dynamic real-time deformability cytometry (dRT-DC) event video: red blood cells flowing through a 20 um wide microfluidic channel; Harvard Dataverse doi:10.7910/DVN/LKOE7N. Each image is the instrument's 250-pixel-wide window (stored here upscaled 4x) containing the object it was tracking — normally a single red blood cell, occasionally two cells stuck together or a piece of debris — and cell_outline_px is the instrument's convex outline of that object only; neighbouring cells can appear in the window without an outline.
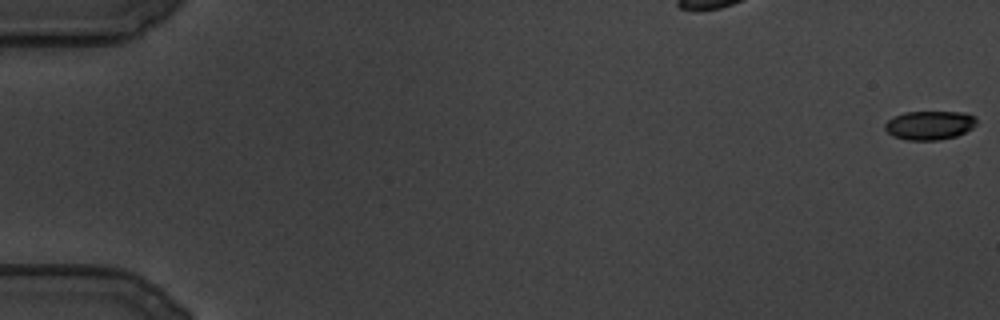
{"species": "common noctule bat (a hibernating species)", "species_latin": "Nyctalus noctula", "temperature_condition": "cold", "stored_images_in_passage": 114, "camera_frame_rate_fps": 3000, "um_per_image_px": 0.085, "animal": {"sex": "male", "body_mass_g": 19.5, "forearm_length_mm": 54.6}, "frame": {"image": 1, "passage_image": 1, "time_ms": 0.0, "image_size_px": [1000, 320], "cell_outline_px": [[976, 124], [972, 128], [956, 136], [936, 140], [908, 140], [892, 136], [884, 128], [884, 124], [888, 120], [904, 112], [960, 112], [976, 116]], "centroid_in_image_um": [79.0, 10.64], "position_along_channel_um": 6.0, "area_um2": 15.32}}
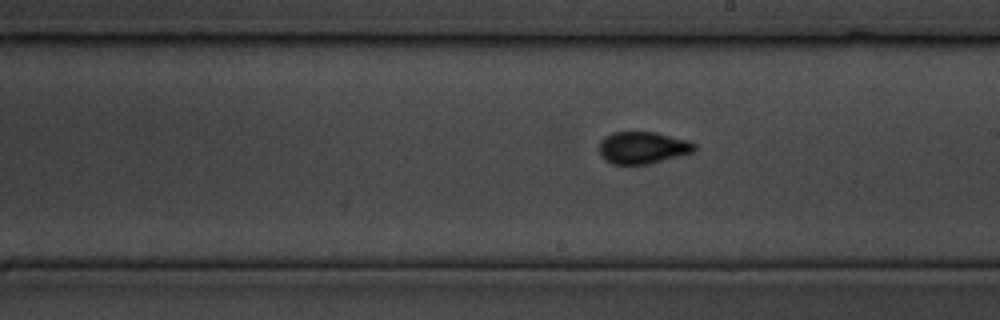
{"frame": {"image": 2, "passage_image": 70, "time_ms": 23.0, "image_size_px": [1000, 320], "cell_outline_px": [[696, 148], [692, 152], [648, 164], [612, 164], [604, 160], [600, 156], [600, 140], [604, 136], [612, 132], [656, 132], [688, 140], [696, 144]], "centroid_in_image_um": [54.59, 12.54], "position_along_channel_um": 234.4, "area_um2": 17.8}}
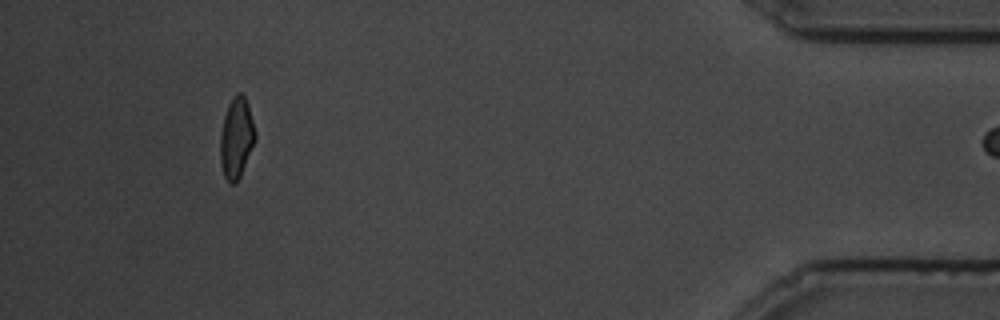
{"frame": {"image": 3, "passage_image": 112, "time_ms": 37.0, "image_size_px": [1000, 320], "cell_outline_px": [[256, 140], [240, 176], [236, 184], [228, 184], [224, 176], [220, 164], [220, 136], [224, 116], [228, 104], [232, 96], [236, 92], [240, 92], [244, 96], [248, 104], [256, 132]], "centroid_in_image_um": [20.09, 11.73], "position_along_channel_um": 415.1, "area_um2": 16.7}}